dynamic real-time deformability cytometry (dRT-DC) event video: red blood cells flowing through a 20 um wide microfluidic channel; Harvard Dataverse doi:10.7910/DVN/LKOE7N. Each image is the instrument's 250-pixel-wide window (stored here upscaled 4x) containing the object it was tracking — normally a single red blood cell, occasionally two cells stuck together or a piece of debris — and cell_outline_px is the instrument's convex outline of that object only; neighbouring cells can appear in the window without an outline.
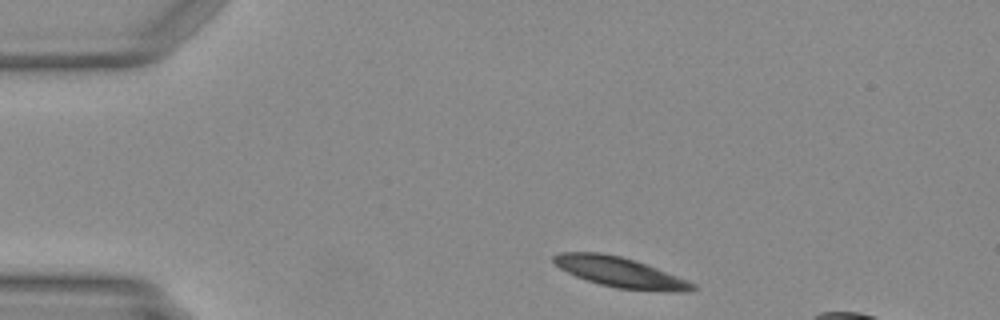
{"species": "Egyptian fruit bat (a non-hibernating species)", "species_latin": "Rousettus aegyptiacus", "temperature_condition": "warm", "stored_images_in_passage": 42, "camera_frame_rate_fps": 3000, "um_per_image_px": 0.085, "animal": {"sex": "female"}, "frame": {"image": 1, "passage_image": 1, "time_ms": 0.0, "image_size_px": [1000, 320], "cell_outline_px": [[696, 288], [688, 292], [668, 292], [616, 288], [600, 284], [576, 276], [560, 268], [552, 260], [552, 256], [560, 252], [600, 252], [620, 256], [636, 260], [696, 284]], "centroid_in_image_um": [52.71, 23.14], "position_along_channel_um": 32.3, "area_um2": 24.28}}
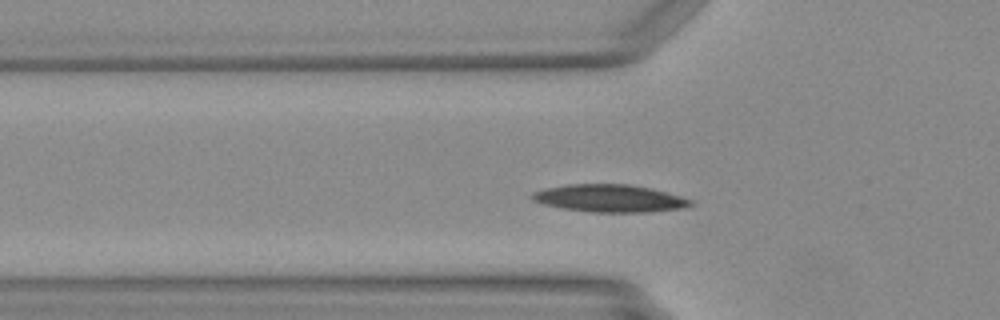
{"frame": {"image": 2, "passage_image": 8, "time_ms": 2.333, "image_size_px": [1000, 320], "cell_outline_px": [[696, 204], [684, 208], [648, 212], [592, 212], [560, 208], [544, 204], [532, 200], [528, 196], [532, 192], [544, 188], [568, 184], [628, 184], [652, 188], [680, 196], [692, 200]], "centroid_in_image_um": [51.81, 16.85], "position_along_channel_um": 74.0, "area_um2": 25.66}}
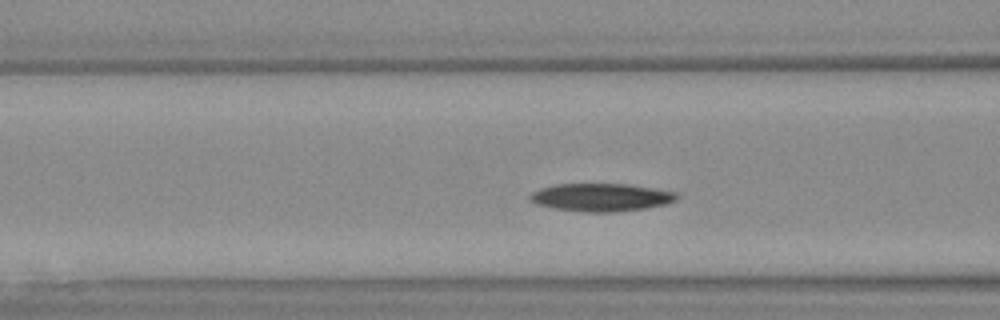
{"frame": {"image": 3, "passage_image": 11, "time_ms": 3.333, "image_size_px": [1000, 320], "cell_outline_px": [[680, 196], [676, 200], [664, 204], [644, 208], [616, 212], [584, 212], [556, 208], [536, 204], [528, 200], [528, 196], [532, 192], [540, 188], [556, 184], [628, 184], [676, 192]], "centroid_in_image_um": [51.07, 16.77], "position_along_channel_um": 115.5, "area_um2": 23.81}}